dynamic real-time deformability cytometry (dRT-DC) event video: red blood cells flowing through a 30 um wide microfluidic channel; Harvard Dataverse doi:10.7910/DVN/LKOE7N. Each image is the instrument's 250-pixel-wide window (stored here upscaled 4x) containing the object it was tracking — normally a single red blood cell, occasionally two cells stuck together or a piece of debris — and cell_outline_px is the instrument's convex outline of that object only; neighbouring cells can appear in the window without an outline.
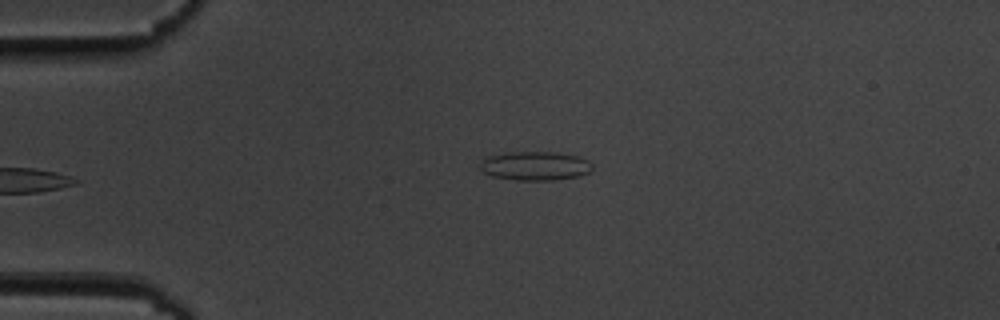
{"species": "common noctule bat (a hibernating species)", "species_latin": "Nyctalus noctula", "temperature_condition": "cold", "stored_images_in_passage": 35, "camera_frame_rate_fps": 3000, "um_per_image_px": 0.085, "animal": {"sex": "male", "body_mass_g": 19.5, "forearm_length_mm": 54.6}, "frame": {"image": 1, "passage_image": 1, "time_ms": 0.0, "image_size_px": [1000, 320], "cell_outline_px": [[592, 168], [588, 172], [580, 176], [552, 180], [516, 180], [492, 176], [484, 172], [480, 168], [480, 164], [484, 156], [512, 152], [552, 152], [576, 156], [588, 160], [592, 164]], "centroid_in_image_um": [45.46, 14.1], "position_along_channel_um": 39.5, "area_um2": 18.84}}
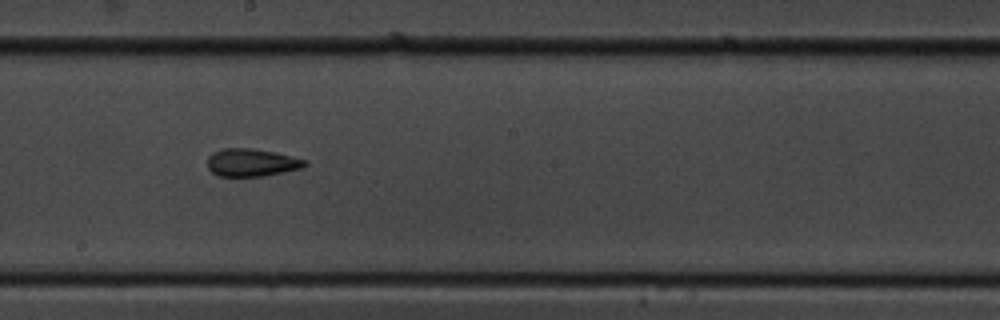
{"frame": {"image": 2, "passage_image": 19, "time_ms": 6.0, "image_size_px": [1000, 320], "cell_outline_px": [[308, 164], [304, 168], [264, 176], [216, 176], [208, 168], [208, 156], [212, 152], [220, 148], [252, 148], [276, 152], [308, 160]], "centroid_in_image_um": [21.41, 13.81], "position_along_channel_um": 226.8, "area_um2": 16.07}}
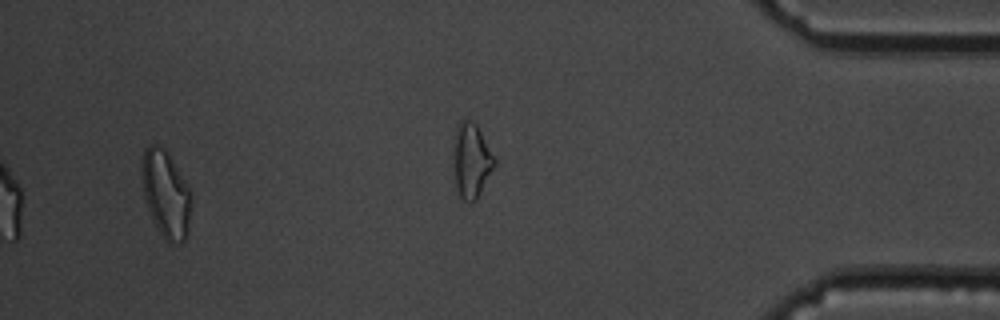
{"frame": {"image": 3, "passage_image": 35, "time_ms": 11.333, "image_size_px": [1000, 320], "cell_outline_px": [[192, 192], [188, 232], [184, 240], [164, 240], [148, 208], [144, 196], [140, 176], [140, 164], [144, 148], [148, 144], [156, 144], [164, 148], [168, 152]], "centroid_in_image_um": [14.07, 16.39], "position_along_channel_um": 421.1, "area_um2": 25.09}, "authors_computed_cell_mechanics": {"area_um2": 15.7794, "velocity_mm_per_s": 3.6317, "shape_relaxation_time_tau1_ms": null, "shape_relaxation_time_tau2_ms": 3.8575, "deformation_change_tau1": null, "deformation_change_tau2": 0.1056}}